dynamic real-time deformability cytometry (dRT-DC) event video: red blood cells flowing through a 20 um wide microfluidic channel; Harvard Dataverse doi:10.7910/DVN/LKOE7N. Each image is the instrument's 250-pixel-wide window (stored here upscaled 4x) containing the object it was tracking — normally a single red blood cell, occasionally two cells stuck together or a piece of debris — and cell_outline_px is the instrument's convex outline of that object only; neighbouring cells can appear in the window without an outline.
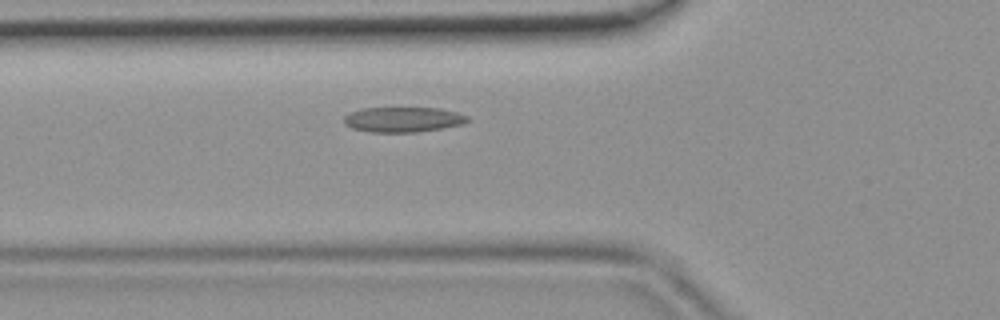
{"species": "common noctule bat (a hibernating species)", "species_latin": "Nyctalus noctula", "temperature_condition": "room temperature", "stored_images_in_passage": 39, "camera_frame_rate_fps": 3000, "um_per_image_px": 0.085, "animal": {"sex": "female", "body_mass_g": 19.9}, "frame": {"image": 1, "passage_image": 9, "time_ms": 2.667, "image_size_px": [1000, 320], "cell_outline_px": [[468, 120], [464, 124], [416, 132], [372, 132], [352, 128], [344, 124], [344, 116], [348, 112], [364, 108], [440, 108], [456, 112], [468, 116]], "centroid_in_image_um": [34.23, 10.15], "position_along_channel_um": 91.6, "area_um2": 18.03}}
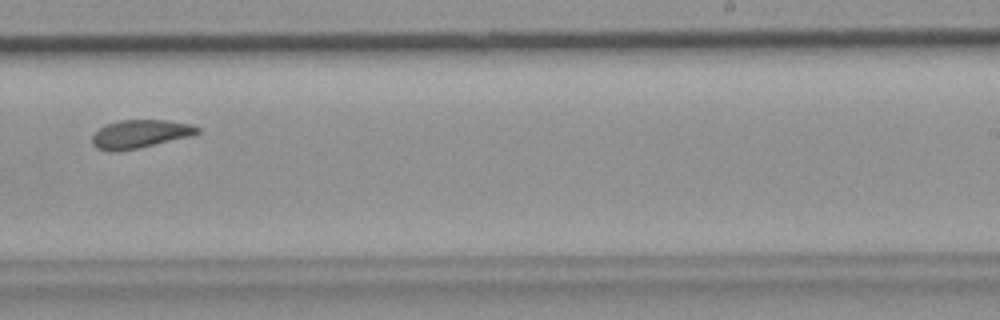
{"frame": {"image": 2, "passage_image": 22, "time_ms": 7.0, "image_size_px": [1000, 320], "cell_outline_px": [[200, 132], [188, 136], [140, 148], [112, 152], [108, 152], [96, 148], [92, 144], [92, 136], [104, 124], [120, 120], [168, 120], [192, 124], [200, 128]], "centroid_in_image_um": [11.87, 11.39], "position_along_channel_um": 277.1, "area_um2": 17.4}}
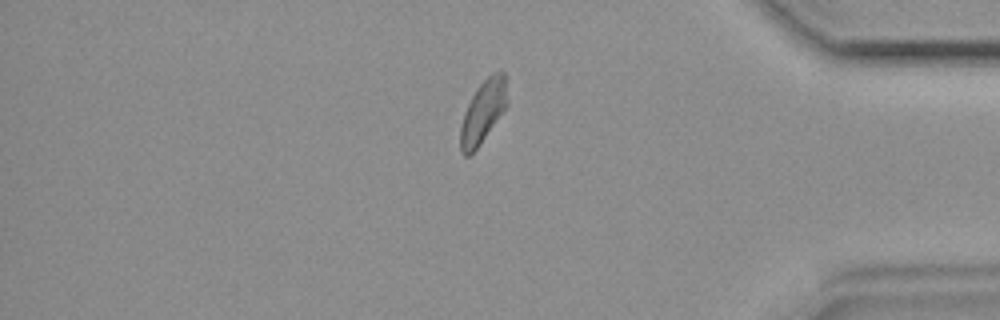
{"frame": {"image": 3, "passage_image": 32, "time_ms": 10.333, "image_size_px": [1000, 320], "cell_outline_px": [[508, 104], [480, 144], [468, 156], [464, 156], [460, 152], [460, 124], [464, 112], [476, 88], [492, 72], [504, 72], [508, 100]], "centroid_in_image_um": [41.04, 9.5], "position_along_channel_um": 394.2, "area_um2": 16.99}}